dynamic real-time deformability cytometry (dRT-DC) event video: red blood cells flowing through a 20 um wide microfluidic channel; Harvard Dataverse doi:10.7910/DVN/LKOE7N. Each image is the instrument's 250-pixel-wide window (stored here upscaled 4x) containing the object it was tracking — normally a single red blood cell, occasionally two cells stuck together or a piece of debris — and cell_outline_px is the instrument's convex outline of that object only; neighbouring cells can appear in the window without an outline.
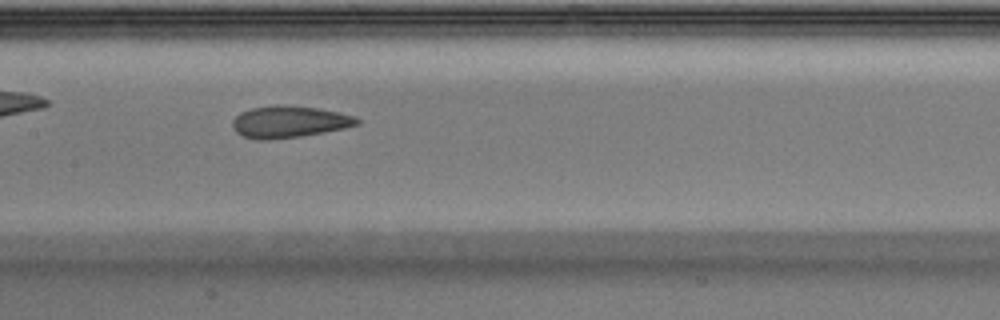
{"species": "Egyptian fruit bat (a non-hibernating species)", "species_latin": "Rousettus aegyptiacus", "temperature_condition": "warm", "stored_images_in_passage": 33, "camera_frame_rate_fps": 3000, "um_per_image_px": 0.085, "animal": {"sex": "male"}, "frame": {"image": 1, "passage_image": 15, "time_ms": 4.667, "image_size_px": [1000, 320], "cell_outline_px": [[360, 124], [344, 128], [324, 132], [300, 136], [268, 140], [260, 140], [244, 136], [236, 132], [232, 128], [232, 120], [240, 112], [252, 108], [276, 104], [316, 108], [356, 116], [360, 120]], "centroid_in_image_um": [24.56, 10.35], "position_along_channel_um": 182.8, "area_um2": 23.0}}